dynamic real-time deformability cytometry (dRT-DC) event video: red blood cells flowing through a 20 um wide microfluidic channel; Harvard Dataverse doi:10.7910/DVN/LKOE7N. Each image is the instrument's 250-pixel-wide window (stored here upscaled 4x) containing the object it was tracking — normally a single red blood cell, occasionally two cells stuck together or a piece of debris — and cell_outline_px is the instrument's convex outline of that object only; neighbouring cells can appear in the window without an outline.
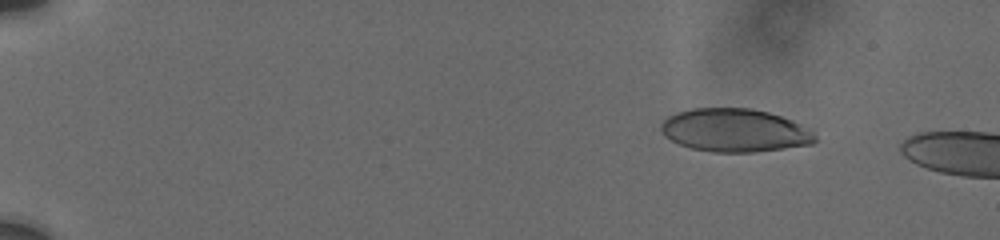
{"species": "human", "species_latin": "Homo sapiens", "temperature_condition": "cold", "stored_images_in_passage": 12, "camera_frame_rate_fps": 3000, "um_per_image_px": 0.085, "donor": {"sex": "male"}, "frame": {"image": 1, "passage_image": 6, "time_ms": 2.333, "image_size_px": [1000, 240], "cell_outline_px": [[816, 140], [812, 144], [756, 152], [712, 152], [692, 148], [680, 144], [664, 136], [660, 128], [660, 124], [668, 116], [676, 112], [692, 108], [752, 108], [768, 112], [792, 120], [812, 128], [816, 132]], "centroid_in_image_um": [62.48, 11.07], "position_along_channel_um": 22.5, "area_um2": 39.07}}